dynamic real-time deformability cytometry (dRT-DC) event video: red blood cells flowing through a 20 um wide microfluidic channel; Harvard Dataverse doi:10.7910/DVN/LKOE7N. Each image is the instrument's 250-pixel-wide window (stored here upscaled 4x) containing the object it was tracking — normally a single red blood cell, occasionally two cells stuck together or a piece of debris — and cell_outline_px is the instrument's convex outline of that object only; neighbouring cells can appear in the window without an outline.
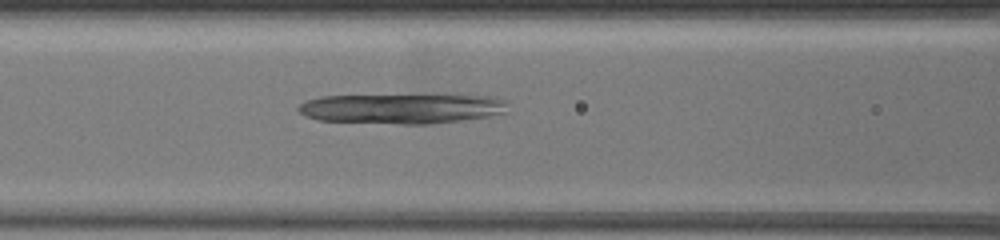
{"species": "common noctule bat (a hibernating species)", "species_latin": "Nyctalus noctula", "temperature_condition": "warm", "stored_images_in_passage": 36, "camera_frame_rate_fps": 3000, "um_per_image_px": 0.085, "animal": {"sex": "female", "body_mass_g": 19.5, "forearm_length_mm": 54.1}, "frame": {"image": 1, "passage_image": 11, "time_ms": 2.0, "image_size_px": [1000, 240], "cell_outline_px": [[504, 112], [484, 116], [460, 120], [432, 124], [404, 124], [320, 120], [304, 116], [296, 108], [300, 104], [308, 100], [320, 96], [488, 96], [504, 100]], "centroid_in_image_um": [34.04, 9.24], "position_along_channel_um": 132.6, "area_um2": 35.55}}